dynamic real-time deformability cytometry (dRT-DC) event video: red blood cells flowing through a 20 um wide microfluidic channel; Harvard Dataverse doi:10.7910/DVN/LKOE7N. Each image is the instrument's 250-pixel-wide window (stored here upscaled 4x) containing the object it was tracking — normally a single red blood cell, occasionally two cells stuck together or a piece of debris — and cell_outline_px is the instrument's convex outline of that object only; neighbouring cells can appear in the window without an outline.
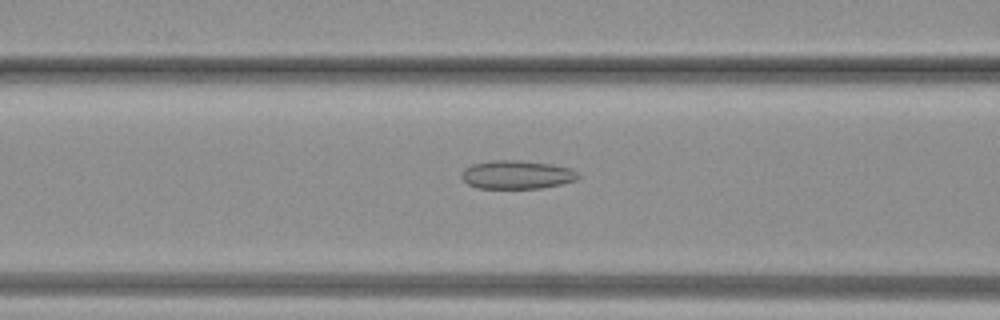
{"species": "common noctule bat (a hibernating species)", "species_latin": "Nyctalus noctula", "temperature_condition": "warm", "stored_images_in_passage": 39, "camera_frame_rate_fps": 3000, "um_per_image_px": 0.085, "animal": {"sex": "female", "body_mass_g": 19.3, "forearm_length_mm": 54.1}, "frame": {"image": 1, "passage_image": 16, "time_ms": 5.0, "image_size_px": [1000, 320], "cell_outline_px": [[580, 176], [576, 180], [560, 184], [540, 188], [476, 188], [468, 184], [460, 176], [464, 168], [472, 164], [492, 160], [520, 160], [552, 164], [572, 168], [580, 172]], "centroid_in_image_um": [43.95, 14.84], "position_along_channel_um": 122.7, "area_um2": 19.54}}
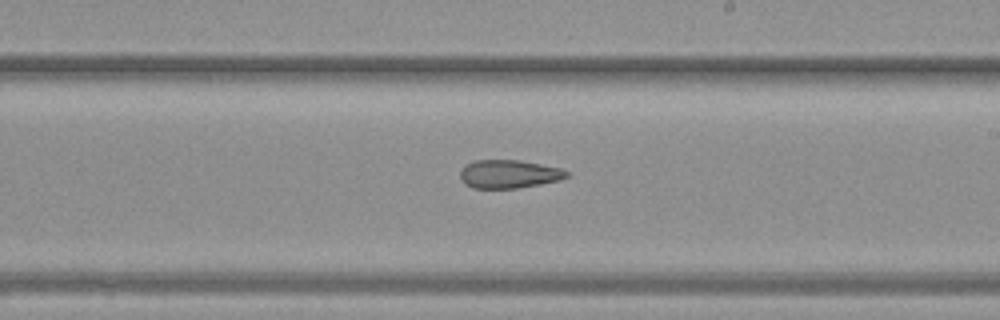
{"frame": {"image": 2, "passage_image": 23, "time_ms": 7.333, "image_size_px": [1000, 320], "cell_outline_px": [[568, 176], [560, 180], [540, 184], [516, 188], [472, 188], [464, 184], [460, 180], [460, 172], [472, 160], [520, 160], [560, 168], [568, 172]], "centroid_in_image_um": [43.23, 14.8], "position_along_channel_um": 245.8, "area_um2": 17.51}}
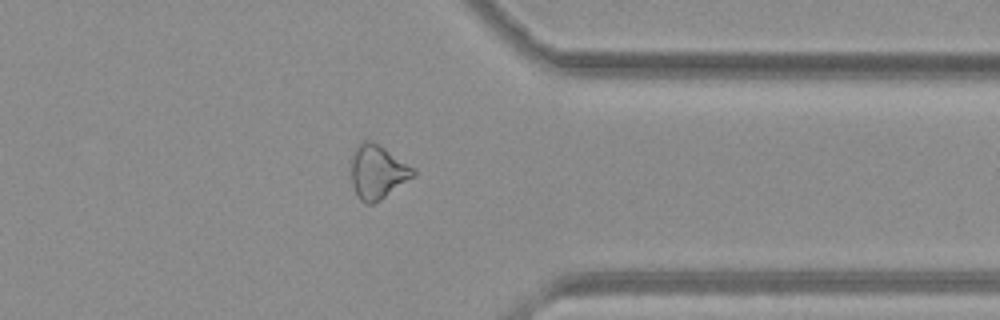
{"frame": {"image": 3, "passage_image": 31, "time_ms": 10.0, "image_size_px": [1000, 320], "cell_outline_px": [[416, 172], [412, 176], [380, 200], [372, 204], [364, 204], [360, 200], [352, 184], [352, 152], [364, 140], [372, 140], [416, 168]], "centroid_in_image_um": [32.08, 14.6], "position_along_channel_um": 379.3, "area_um2": 19.19}}